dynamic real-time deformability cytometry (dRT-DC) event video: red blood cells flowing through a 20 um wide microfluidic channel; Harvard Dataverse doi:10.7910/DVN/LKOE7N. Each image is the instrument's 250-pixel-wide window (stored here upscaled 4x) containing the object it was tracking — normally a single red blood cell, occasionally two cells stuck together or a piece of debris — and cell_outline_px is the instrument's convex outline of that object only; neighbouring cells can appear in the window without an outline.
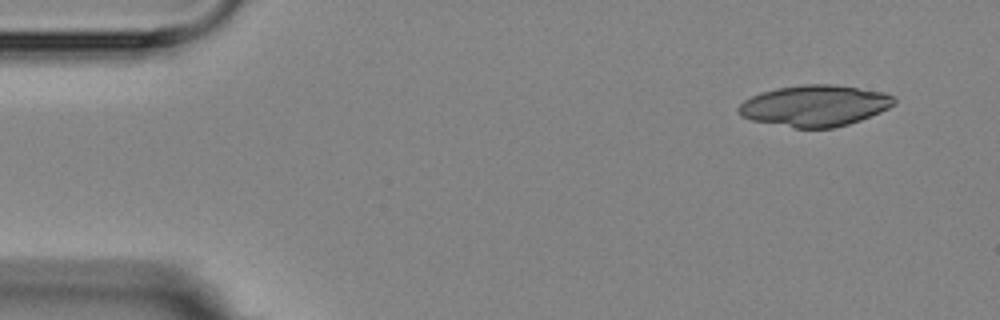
{"species": "Egyptian fruit bat (a non-hibernating species)", "species_latin": "Rousettus aegyptiacus", "temperature_condition": "room temperature", "stored_images_in_passage": 4, "segment_of_instrument_passage": [1, 2], "camera_frame_rate_fps": 3000, "um_per_image_px": 0.085, "animal": {"sex": "female"}, "frame": {"image": 1, "passage_image": 1, "time_ms": 0.0, "image_size_px": [1000, 320], "cell_outline_px": [[896, 104], [880, 112], [860, 120], [848, 124], [832, 128], [796, 128], [752, 120], [740, 116], [736, 112], [736, 108], [744, 100], [760, 92], [776, 88], [804, 84], [832, 84], [884, 92], [896, 96]], "centroid_in_image_um": [69.25, 8.98], "position_along_channel_um": 15.8, "area_um2": 37.51}}